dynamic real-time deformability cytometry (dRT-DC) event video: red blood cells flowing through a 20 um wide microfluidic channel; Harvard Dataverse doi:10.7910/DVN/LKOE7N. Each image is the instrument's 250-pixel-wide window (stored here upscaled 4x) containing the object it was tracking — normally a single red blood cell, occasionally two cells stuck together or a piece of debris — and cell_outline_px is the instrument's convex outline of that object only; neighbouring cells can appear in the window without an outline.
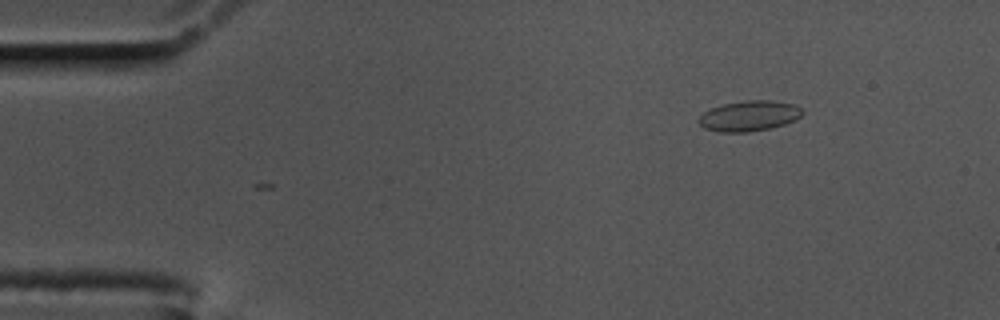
{"species": "common noctule bat (a hibernating species)", "species_latin": "Nyctalus noctula", "temperature_condition": "cold", "stored_images_in_passage": 51, "camera_frame_rate_fps": 3000, "um_per_image_px": 0.085, "animal": {"sex": "male", "body_mass_g": 17.5, "forearm_length_mm": 52.3}, "frame": {"image": 1, "passage_image": 1, "time_ms": 0.0, "image_size_px": [1000, 320], "cell_outline_px": [[804, 112], [796, 120], [784, 124], [768, 128], [748, 132], [720, 132], [704, 128], [696, 120], [704, 112], [712, 108], [724, 104], [744, 100], [768, 100], [796, 104], [804, 108]], "centroid_in_image_um": [63.71, 9.84], "position_along_channel_um": 21.3, "area_um2": 18.44}}
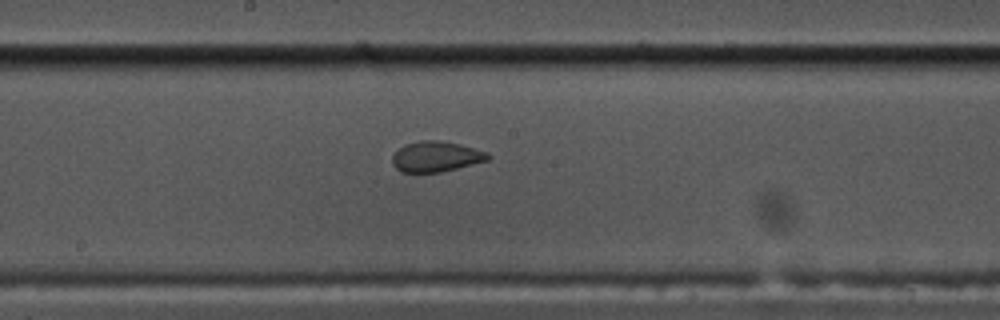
{"frame": {"image": 2, "passage_image": 24, "time_ms": 7.667, "image_size_px": [1000, 320], "cell_outline_px": [[492, 156], [488, 160], [440, 172], [400, 172], [392, 164], [392, 156], [404, 144], [420, 140], [440, 140], [460, 144], [488, 152]], "centroid_in_image_um": [37.06, 13.3], "position_along_channel_um": 211.1, "area_um2": 16.99}}
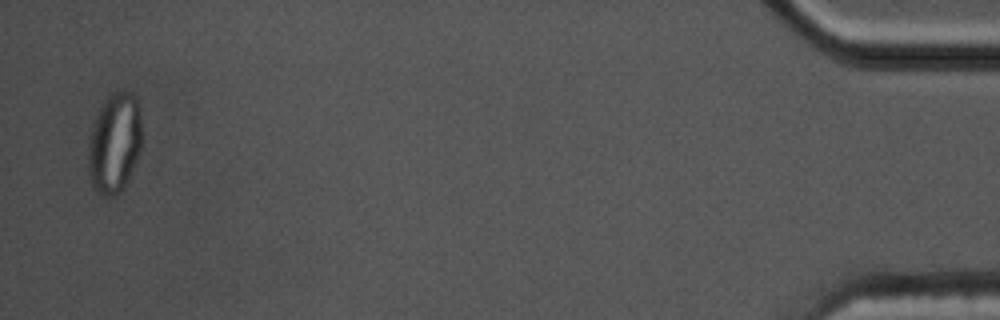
{"frame": {"image": 3, "passage_image": 50, "time_ms": 16.333, "image_size_px": [1000, 320], "cell_outline_px": [[140, 152], [120, 192], [108, 196], [104, 196], [92, 184], [88, 168], [88, 156], [92, 128], [96, 116], [100, 108], [108, 96], [112, 92], [132, 92], [136, 96], [140, 108]], "centroid_in_image_um": [9.74, 12.11], "position_along_channel_um": 425.5, "area_um2": 30.46}}